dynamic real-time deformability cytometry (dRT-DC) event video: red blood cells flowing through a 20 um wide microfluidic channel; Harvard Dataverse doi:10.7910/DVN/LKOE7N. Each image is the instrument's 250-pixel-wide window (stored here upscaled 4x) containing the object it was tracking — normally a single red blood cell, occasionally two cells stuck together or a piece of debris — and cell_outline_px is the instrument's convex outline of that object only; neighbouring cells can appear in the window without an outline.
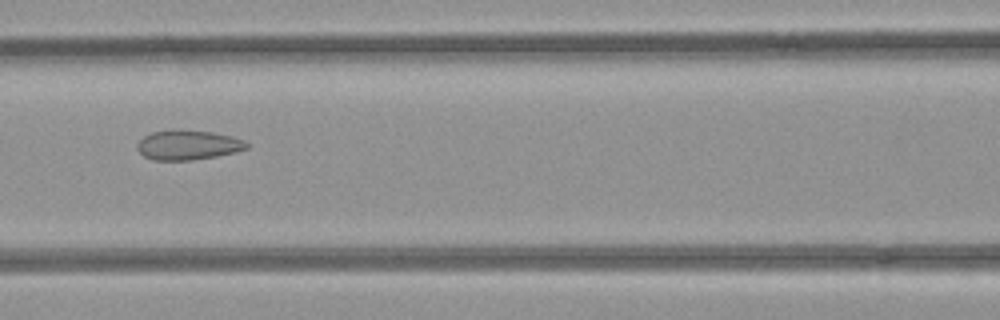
{"species": "common noctule bat (a hibernating species)", "species_latin": "Nyctalus noctula", "temperature_condition": "room temperature", "stored_images_in_passage": 5, "camera_frame_rate_fps": 3000, "um_per_image_px": 0.085, "animal": {"sex": "female", "body_mass_g": 21.9}, "frame": {"image": 1, "passage_image": 5, "time_ms": 1.333, "image_size_px": [1000, 320], "cell_outline_px": [[248, 148], [236, 152], [216, 156], [192, 160], [152, 160], [144, 156], [136, 148], [136, 144], [144, 136], [152, 132], [172, 128], [212, 132], [232, 136], [244, 140], [248, 144]], "centroid_in_image_um": [15.96, 12.31], "position_along_channel_um": 150.6, "area_um2": 19.19}}